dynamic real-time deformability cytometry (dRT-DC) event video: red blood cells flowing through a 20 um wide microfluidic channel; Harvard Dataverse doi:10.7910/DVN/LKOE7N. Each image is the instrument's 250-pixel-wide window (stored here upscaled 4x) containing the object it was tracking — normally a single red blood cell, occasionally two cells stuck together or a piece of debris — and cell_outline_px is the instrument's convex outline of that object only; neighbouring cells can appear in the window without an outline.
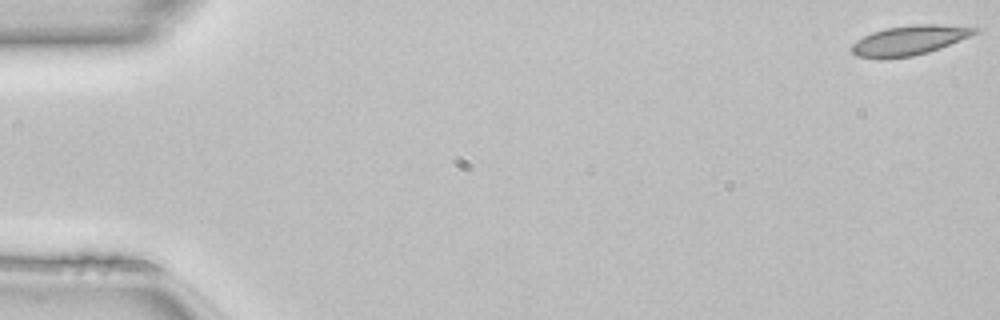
{"species": "common noctule bat (a hibernating species)", "species_latin": "Nyctalus noctula", "temperature_condition": "room temperature", "stored_images_in_passage": 50, "camera_frame_rate_fps": 3000, "um_per_image_px": 0.085, "animal": {"sex": "female", "body_mass_g": 22.7, "forearm_length_mm": 54.2}, "frame": {"image": 1, "passage_image": 1, "time_ms": 0.0, "image_size_px": [1000, 320], "cell_outline_px": [[980, 32], [940, 48], [928, 52], [912, 56], [880, 60], [856, 56], [852, 52], [852, 44], [856, 40], [872, 32], [884, 28], [916, 24], [976, 24], [980, 28]], "centroid_in_image_um": [77.39, 3.4], "position_along_channel_um": 7.6, "area_um2": 22.02}}
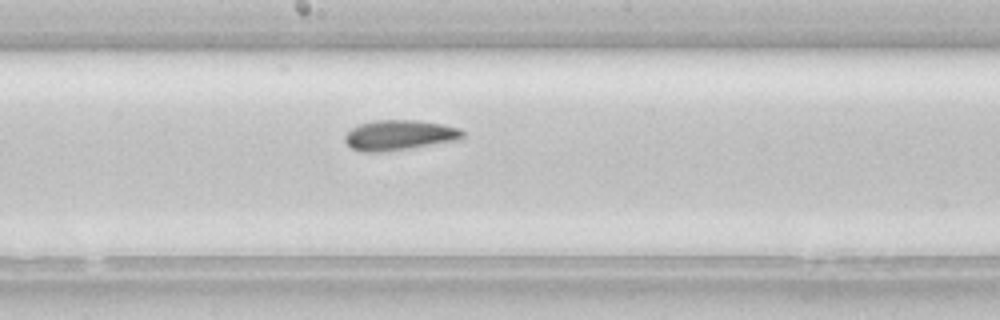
{"frame": {"image": 2, "passage_image": 27, "time_ms": 8.667, "image_size_px": [1000, 320], "cell_outline_px": [[464, 136], [460, 140], [408, 148], [380, 152], [364, 152], [352, 148], [344, 140], [344, 136], [352, 128], [360, 124], [376, 120], [416, 120], [440, 124], [460, 128], [464, 132]], "centroid_in_image_um": [33.96, 11.48], "position_along_channel_um": 214.2, "area_um2": 20.52}}
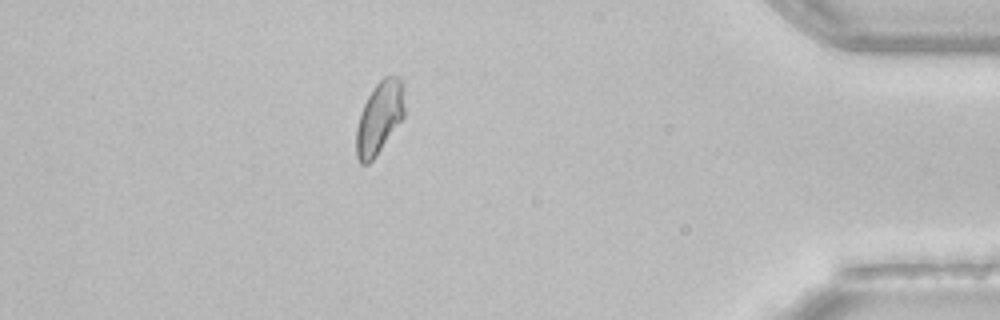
{"frame": {"image": 3, "passage_image": 44, "time_ms": 14.333, "image_size_px": [1000, 320], "cell_outline_px": [[404, 116], [376, 156], [368, 164], [360, 164], [356, 156], [356, 128], [360, 112], [368, 96], [376, 84], [384, 76], [400, 76], [404, 108]], "centroid_in_image_um": [32.22, 10.03], "position_along_channel_um": 403.0, "area_um2": 20.11}, "authors_computed_cell_mechanics": {"area_um2": 20.5479, "velocity_mm_per_s": 4.1232, "shape_relaxation_time_tau1_ms": 5.4656, "shape_relaxation_time_tau2_ms": 2.1634, "deformation_change_tau1": 0.1269, "deformation_change_tau2": 0.0847}}